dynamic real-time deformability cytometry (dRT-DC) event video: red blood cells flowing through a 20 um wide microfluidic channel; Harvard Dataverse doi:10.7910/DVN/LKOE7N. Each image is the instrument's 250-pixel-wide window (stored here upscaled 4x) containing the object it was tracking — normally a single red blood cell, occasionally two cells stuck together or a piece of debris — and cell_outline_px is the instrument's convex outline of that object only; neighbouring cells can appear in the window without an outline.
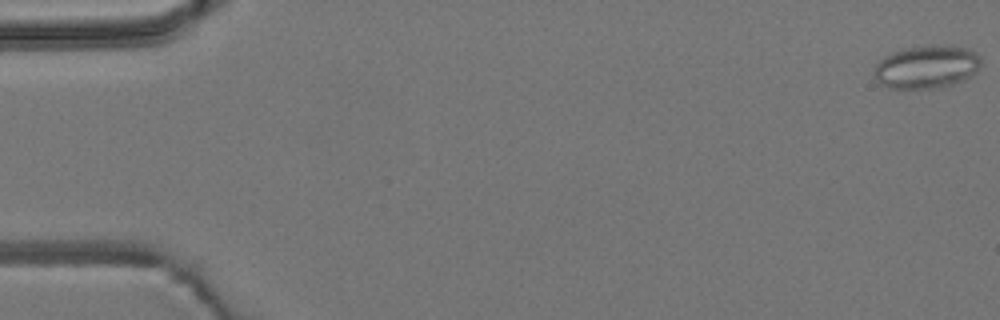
{"species": "common noctule bat (a hibernating species)", "species_latin": "Nyctalus noctula", "temperature_condition": "room temperature", "stored_images_in_passage": 6, "camera_frame_rate_fps": 3000, "um_per_image_px": 0.085, "animal": {"sex": "male", "body_mass_g": 19.2, "forearm_length_mm": 51.8}, "frame": {"image": 1, "passage_image": 1, "time_ms": 0.0, "image_size_px": [1000, 320], "cell_outline_px": [[980, 68], [972, 76], [964, 80], [952, 84], [936, 88], [888, 88], [880, 84], [876, 80], [872, 68], [884, 56], [892, 52], [908, 48], [932, 44], [968, 48], [976, 52], [980, 56]], "centroid_in_image_um": [78.76, 5.68], "position_along_channel_um": 6.2, "area_um2": 27.05}}
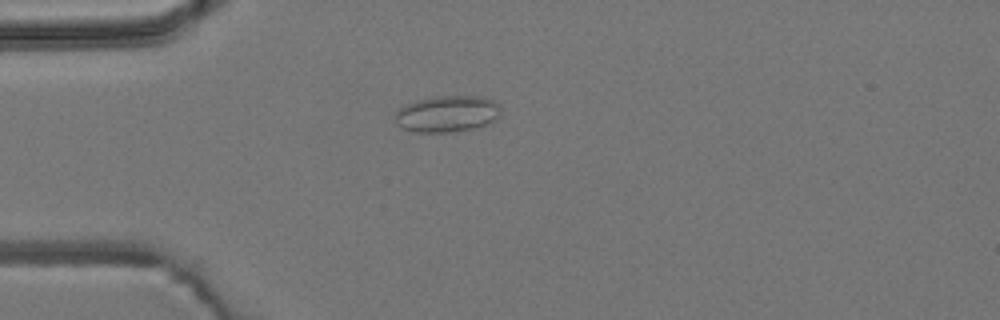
{"frame": {"image": 2, "passage_image": 5, "time_ms": 1.333, "image_size_px": [1000, 320], "cell_outline_px": [[500, 116], [488, 124], [472, 128], [448, 132], [416, 132], [400, 128], [396, 124], [396, 112], [404, 104], [416, 100], [432, 96], [484, 96], [500, 104]], "centroid_in_image_um": [38.0, 9.66], "position_along_channel_um": 47.0, "area_um2": 22.66}}